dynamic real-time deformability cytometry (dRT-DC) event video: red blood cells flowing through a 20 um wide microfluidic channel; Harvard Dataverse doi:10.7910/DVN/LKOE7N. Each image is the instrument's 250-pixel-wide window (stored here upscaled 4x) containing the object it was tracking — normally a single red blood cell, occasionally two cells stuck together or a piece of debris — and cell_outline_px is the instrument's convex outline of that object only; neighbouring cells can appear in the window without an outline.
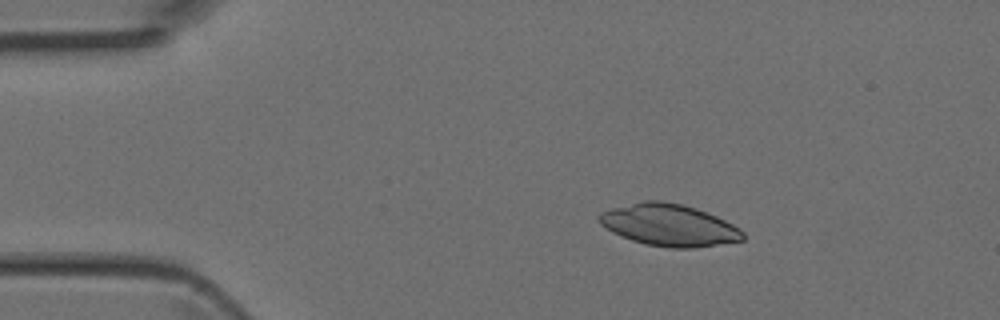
{"species": "Egyptian fruit bat (a non-hibernating species)", "species_latin": "Rousettus aegyptiacus", "temperature_condition": "room temperature", "stored_images_in_passage": 4, "camera_frame_rate_fps": 3000, "um_per_image_px": 0.085, "animal": {"sex": "female"}, "frame": {"image": 1, "passage_image": 2, "time_ms": 0.333, "image_size_px": [1000, 320], "cell_outline_px": [[744, 240], [696, 248], [668, 248], [644, 244], [620, 236], [612, 232], [600, 224], [596, 220], [596, 216], [600, 212], [612, 208], [644, 200], [660, 200], [680, 204], [696, 208], [716, 216], [740, 228], [744, 232]], "centroid_in_image_um": [56.84, 19.14], "position_along_channel_um": 28.2, "area_um2": 35.32}}